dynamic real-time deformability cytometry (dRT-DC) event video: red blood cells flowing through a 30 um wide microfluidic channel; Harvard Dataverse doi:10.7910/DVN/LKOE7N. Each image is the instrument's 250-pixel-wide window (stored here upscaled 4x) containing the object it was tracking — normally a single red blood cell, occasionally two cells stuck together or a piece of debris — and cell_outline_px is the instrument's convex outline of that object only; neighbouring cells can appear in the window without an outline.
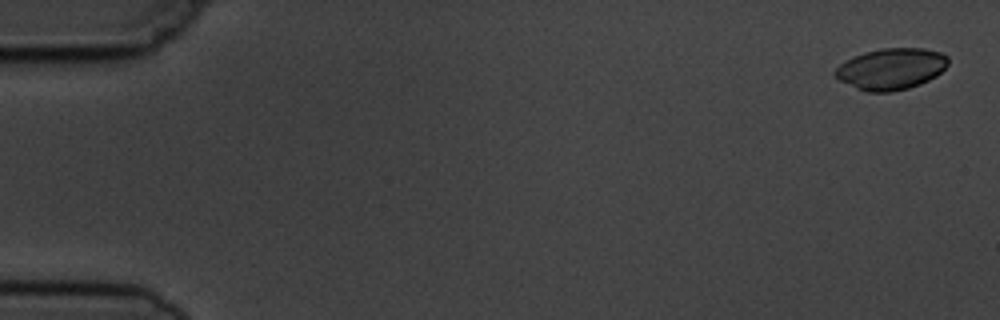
{"species": "common noctule bat (a hibernating species)", "species_latin": "Nyctalus noctula", "temperature_condition": "cold", "stored_images_in_passage": 5, "camera_frame_rate_fps": 3000, "um_per_image_px": 0.085, "animal": {"sex": "male", "body_mass_g": 19.5, "forearm_length_mm": 54.6}, "frame": {"image": 1, "passage_image": 1, "time_ms": 0.0, "image_size_px": [1000, 320], "cell_outline_px": [[948, 64], [936, 76], [920, 84], [908, 88], [892, 92], [868, 92], [856, 88], [840, 80], [832, 72], [840, 64], [852, 56], [864, 52], [880, 48], [924, 48], [940, 52], [948, 56]], "centroid_in_image_um": [75.74, 5.85], "position_along_channel_um": 9.3, "area_um2": 27.28}}
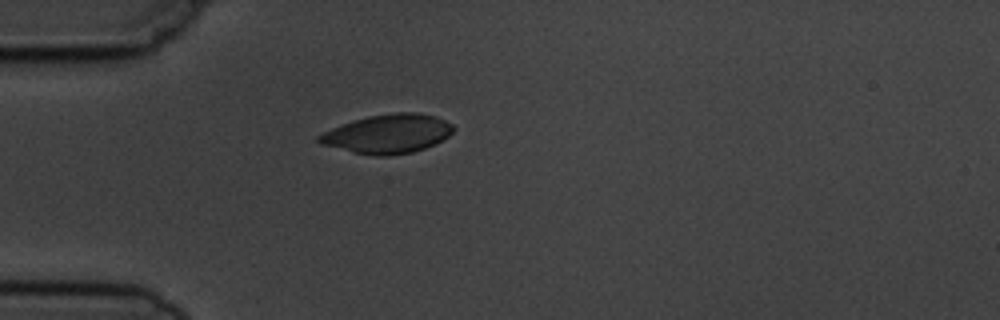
{"frame": {"image": 2, "passage_image": 5, "time_ms": 4.667, "image_size_px": [1000, 320], "cell_outline_px": [[456, 128], [448, 136], [436, 144], [412, 152], [388, 156], [376, 156], [352, 152], [320, 144], [316, 140], [316, 136], [332, 128], [352, 120], [368, 116], [396, 112], [420, 112], [436, 116], [452, 124]], "centroid_in_image_um": [32.96, 11.37], "position_along_channel_um": 52.0, "area_um2": 30.69}}